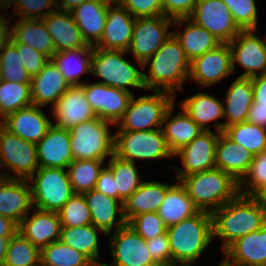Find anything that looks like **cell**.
Segmentation results:
<instances>
[{"mask_svg": "<svg viewBox=\"0 0 266 266\" xmlns=\"http://www.w3.org/2000/svg\"><path fill=\"white\" fill-rule=\"evenodd\" d=\"M213 240L223 239V251L237 238L266 225V212L259 199L238 194L212 213Z\"/></svg>", "mask_w": 266, "mask_h": 266, "instance_id": "6da1fadb", "label": "cell"}, {"mask_svg": "<svg viewBox=\"0 0 266 266\" xmlns=\"http://www.w3.org/2000/svg\"><path fill=\"white\" fill-rule=\"evenodd\" d=\"M149 63L148 75L143 73L146 90L166 91L176 96V91L182 90L183 82L189 78L190 61L173 34L143 63L142 69Z\"/></svg>", "mask_w": 266, "mask_h": 266, "instance_id": "7a4b0ae2", "label": "cell"}, {"mask_svg": "<svg viewBox=\"0 0 266 266\" xmlns=\"http://www.w3.org/2000/svg\"><path fill=\"white\" fill-rule=\"evenodd\" d=\"M172 261L196 262L213 241L212 215L199 210L195 215L167 227Z\"/></svg>", "mask_w": 266, "mask_h": 266, "instance_id": "3957f363", "label": "cell"}, {"mask_svg": "<svg viewBox=\"0 0 266 266\" xmlns=\"http://www.w3.org/2000/svg\"><path fill=\"white\" fill-rule=\"evenodd\" d=\"M179 181L194 205L210 213L239 194V182L218 168L183 176Z\"/></svg>", "mask_w": 266, "mask_h": 266, "instance_id": "277c9868", "label": "cell"}, {"mask_svg": "<svg viewBox=\"0 0 266 266\" xmlns=\"http://www.w3.org/2000/svg\"><path fill=\"white\" fill-rule=\"evenodd\" d=\"M122 50H104L93 46L91 73L103 79L99 83L131 92L128 87L146 89L143 73L127 61Z\"/></svg>", "mask_w": 266, "mask_h": 266, "instance_id": "5b68a950", "label": "cell"}, {"mask_svg": "<svg viewBox=\"0 0 266 266\" xmlns=\"http://www.w3.org/2000/svg\"><path fill=\"white\" fill-rule=\"evenodd\" d=\"M110 121L96 117L71 129L70 145L73 160H102L114 154V135L110 134Z\"/></svg>", "mask_w": 266, "mask_h": 266, "instance_id": "8992f818", "label": "cell"}, {"mask_svg": "<svg viewBox=\"0 0 266 266\" xmlns=\"http://www.w3.org/2000/svg\"><path fill=\"white\" fill-rule=\"evenodd\" d=\"M152 95L131 97L127 110L115 124L118 131H145L161 128L168 108L175 96L166 91H153Z\"/></svg>", "mask_w": 266, "mask_h": 266, "instance_id": "52a82bcc", "label": "cell"}, {"mask_svg": "<svg viewBox=\"0 0 266 266\" xmlns=\"http://www.w3.org/2000/svg\"><path fill=\"white\" fill-rule=\"evenodd\" d=\"M27 181L30 184L33 207L58 212L74 195L69 174L63 168H39Z\"/></svg>", "mask_w": 266, "mask_h": 266, "instance_id": "ba28073f", "label": "cell"}, {"mask_svg": "<svg viewBox=\"0 0 266 266\" xmlns=\"http://www.w3.org/2000/svg\"><path fill=\"white\" fill-rule=\"evenodd\" d=\"M114 154L121 159L149 160L173 157L161 128L145 131H117L114 134Z\"/></svg>", "mask_w": 266, "mask_h": 266, "instance_id": "9c48e42d", "label": "cell"}, {"mask_svg": "<svg viewBox=\"0 0 266 266\" xmlns=\"http://www.w3.org/2000/svg\"><path fill=\"white\" fill-rule=\"evenodd\" d=\"M173 19L164 15L135 18L133 36L127 53H133L139 65L150 58L171 37L170 25Z\"/></svg>", "mask_w": 266, "mask_h": 266, "instance_id": "30bf717a", "label": "cell"}, {"mask_svg": "<svg viewBox=\"0 0 266 266\" xmlns=\"http://www.w3.org/2000/svg\"><path fill=\"white\" fill-rule=\"evenodd\" d=\"M0 166L28 180L39 169L36 144L11 134L0 124Z\"/></svg>", "mask_w": 266, "mask_h": 266, "instance_id": "8fae6325", "label": "cell"}, {"mask_svg": "<svg viewBox=\"0 0 266 266\" xmlns=\"http://www.w3.org/2000/svg\"><path fill=\"white\" fill-rule=\"evenodd\" d=\"M188 18L206 28L221 43H229L241 31L222 0H197Z\"/></svg>", "mask_w": 266, "mask_h": 266, "instance_id": "7c38bea8", "label": "cell"}, {"mask_svg": "<svg viewBox=\"0 0 266 266\" xmlns=\"http://www.w3.org/2000/svg\"><path fill=\"white\" fill-rule=\"evenodd\" d=\"M256 30H241L228 43L232 55V69L238 63L245 71L240 77L253 78L266 72V36L261 39L254 35Z\"/></svg>", "mask_w": 266, "mask_h": 266, "instance_id": "4fadbf2b", "label": "cell"}, {"mask_svg": "<svg viewBox=\"0 0 266 266\" xmlns=\"http://www.w3.org/2000/svg\"><path fill=\"white\" fill-rule=\"evenodd\" d=\"M109 244L111 266H158L150 256L146 240L128 224L114 230Z\"/></svg>", "mask_w": 266, "mask_h": 266, "instance_id": "5bb4252c", "label": "cell"}, {"mask_svg": "<svg viewBox=\"0 0 266 266\" xmlns=\"http://www.w3.org/2000/svg\"><path fill=\"white\" fill-rule=\"evenodd\" d=\"M84 95L92 110L100 119L115 125L127 110L133 94L102 83H83Z\"/></svg>", "mask_w": 266, "mask_h": 266, "instance_id": "9a60e30c", "label": "cell"}, {"mask_svg": "<svg viewBox=\"0 0 266 266\" xmlns=\"http://www.w3.org/2000/svg\"><path fill=\"white\" fill-rule=\"evenodd\" d=\"M220 132L202 131L192 142L182 147L174 156L181 158L184 169H177V178L215 168V146Z\"/></svg>", "mask_w": 266, "mask_h": 266, "instance_id": "2e32d148", "label": "cell"}, {"mask_svg": "<svg viewBox=\"0 0 266 266\" xmlns=\"http://www.w3.org/2000/svg\"><path fill=\"white\" fill-rule=\"evenodd\" d=\"M231 73L232 55L228 43H221L190 62L189 77L205 88L220 82Z\"/></svg>", "mask_w": 266, "mask_h": 266, "instance_id": "e0dca14e", "label": "cell"}, {"mask_svg": "<svg viewBox=\"0 0 266 266\" xmlns=\"http://www.w3.org/2000/svg\"><path fill=\"white\" fill-rule=\"evenodd\" d=\"M0 172V215L17 225L33 209L30 183Z\"/></svg>", "mask_w": 266, "mask_h": 266, "instance_id": "ac0fdd59", "label": "cell"}, {"mask_svg": "<svg viewBox=\"0 0 266 266\" xmlns=\"http://www.w3.org/2000/svg\"><path fill=\"white\" fill-rule=\"evenodd\" d=\"M51 109L54 125L67 130L97 117L84 95L83 84L70 85Z\"/></svg>", "mask_w": 266, "mask_h": 266, "instance_id": "d6986e66", "label": "cell"}, {"mask_svg": "<svg viewBox=\"0 0 266 266\" xmlns=\"http://www.w3.org/2000/svg\"><path fill=\"white\" fill-rule=\"evenodd\" d=\"M134 22L135 17H132L125 7L118 2L111 3L107 9L102 37L95 47L104 50L127 51L133 36Z\"/></svg>", "mask_w": 266, "mask_h": 266, "instance_id": "ffe728a7", "label": "cell"}, {"mask_svg": "<svg viewBox=\"0 0 266 266\" xmlns=\"http://www.w3.org/2000/svg\"><path fill=\"white\" fill-rule=\"evenodd\" d=\"M39 168L67 169L73 162L69 130L52 125L36 144Z\"/></svg>", "mask_w": 266, "mask_h": 266, "instance_id": "44dd1931", "label": "cell"}, {"mask_svg": "<svg viewBox=\"0 0 266 266\" xmlns=\"http://www.w3.org/2000/svg\"><path fill=\"white\" fill-rule=\"evenodd\" d=\"M37 105H29L8 115L0 124L11 134L37 144L52 125Z\"/></svg>", "mask_w": 266, "mask_h": 266, "instance_id": "7402d4cb", "label": "cell"}, {"mask_svg": "<svg viewBox=\"0 0 266 266\" xmlns=\"http://www.w3.org/2000/svg\"><path fill=\"white\" fill-rule=\"evenodd\" d=\"M33 209L34 214L28 213L18 225V232L41 249L59 240L62 226L57 212Z\"/></svg>", "mask_w": 266, "mask_h": 266, "instance_id": "603a6c76", "label": "cell"}, {"mask_svg": "<svg viewBox=\"0 0 266 266\" xmlns=\"http://www.w3.org/2000/svg\"><path fill=\"white\" fill-rule=\"evenodd\" d=\"M84 198L90 210L92 224L102 230L105 235L127 224L123 213V202L104 195L93 189L85 192ZM119 216V218H117ZM115 223V224H114Z\"/></svg>", "mask_w": 266, "mask_h": 266, "instance_id": "cb8c5ba5", "label": "cell"}, {"mask_svg": "<svg viewBox=\"0 0 266 266\" xmlns=\"http://www.w3.org/2000/svg\"><path fill=\"white\" fill-rule=\"evenodd\" d=\"M225 258L238 266H266V225L237 238L224 251Z\"/></svg>", "mask_w": 266, "mask_h": 266, "instance_id": "d4e9b609", "label": "cell"}, {"mask_svg": "<svg viewBox=\"0 0 266 266\" xmlns=\"http://www.w3.org/2000/svg\"><path fill=\"white\" fill-rule=\"evenodd\" d=\"M111 3L107 0H87L70 11L86 44L95 46L100 41Z\"/></svg>", "mask_w": 266, "mask_h": 266, "instance_id": "484cf974", "label": "cell"}, {"mask_svg": "<svg viewBox=\"0 0 266 266\" xmlns=\"http://www.w3.org/2000/svg\"><path fill=\"white\" fill-rule=\"evenodd\" d=\"M254 155L244 147L219 133L215 146V168L230 174L237 182L247 174Z\"/></svg>", "mask_w": 266, "mask_h": 266, "instance_id": "4316f807", "label": "cell"}, {"mask_svg": "<svg viewBox=\"0 0 266 266\" xmlns=\"http://www.w3.org/2000/svg\"><path fill=\"white\" fill-rule=\"evenodd\" d=\"M30 84L32 104L41 108L48 104L54 106L70 86L52 60L31 77Z\"/></svg>", "mask_w": 266, "mask_h": 266, "instance_id": "83f0119b", "label": "cell"}, {"mask_svg": "<svg viewBox=\"0 0 266 266\" xmlns=\"http://www.w3.org/2000/svg\"><path fill=\"white\" fill-rule=\"evenodd\" d=\"M253 99L251 78L238 76L227 91L224 106V117L227 120L214 125L217 132H223L227 126L246 122Z\"/></svg>", "mask_w": 266, "mask_h": 266, "instance_id": "f1b7e54d", "label": "cell"}, {"mask_svg": "<svg viewBox=\"0 0 266 266\" xmlns=\"http://www.w3.org/2000/svg\"><path fill=\"white\" fill-rule=\"evenodd\" d=\"M42 20L53 39L55 53L86 45L71 12L56 10Z\"/></svg>", "mask_w": 266, "mask_h": 266, "instance_id": "f546056e", "label": "cell"}, {"mask_svg": "<svg viewBox=\"0 0 266 266\" xmlns=\"http://www.w3.org/2000/svg\"><path fill=\"white\" fill-rule=\"evenodd\" d=\"M173 22L174 26L180 25V27L186 23L184 30L173 31V35L180 42L190 62L221 44L206 28L197 25L189 18H178L174 19Z\"/></svg>", "mask_w": 266, "mask_h": 266, "instance_id": "4dcf8cb0", "label": "cell"}, {"mask_svg": "<svg viewBox=\"0 0 266 266\" xmlns=\"http://www.w3.org/2000/svg\"><path fill=\"white\" fill-rule=\"evenodd\" d=\"M174 104L166 111L162 123L164 126L161 127L167 146L173 155L203 131L182 108V111L172 118Z\"/></svg>", "mask_w": 266, "mask_h": 266, "instance_id": "1f68e13d", "label": "cell"}, {"mask_svg": "<svg viewBox=\"0 0 266 266\" xmlns=\"http://www.w3.org/2000/svg\"><path fill=\"white\" fill-rule=\"evenodd\" d=\"M172 185L143 181L141 186L123 202V213L127 223L139 214L157 212Z\"/></svg>", "mask_w": 266, "mask_h": 266, "instance_id": "d6a6232c", "label": "cell"}, {"mask_svg": "<svg viewBox=\"0 0 266 266\" xmlns=\"http://www.w3.org/2000/svg\"><path fill=\"white\" fill-rule=\"evenodd\" d=\"M12 39L28 45L50 59L55 54L54 42L42 19H21L11 26Z\"/></svg>", "mask_w": 266, "mask_h": 266, "instance_id": "836d02e7", "label": "cell"}, {"mask_svg": "<svg viewBox=\"0 0 266 266\" xmlns=\"http://www.w3.org/2000/svg\"><path fill=\"white\" fill-rule=\"evenodd\" d=\"M93 46L86 44L77 49L56 52L51 60L69 85H80L81 75L91 73Z\"/></svg>", "mask_w": 266, "mask_h": 266, "instance_id": "e575fe53", "label": "cell"}, {"mask_svg": "<svg viewBox=\"0 0 266 266\" xmlns=\"http://www.w3.org/2000/svg\"><path fill=\"white\" fill-rule=\"evenodd\" d=\"M166 192L157 213L167 227L195 215L199 209L194 205L185 187L177 181Z\"/></svg>", "mask_w": 266, "mask_h": 266, "instance_id": "d590c367", "label": "cell"}, {"mask_svg": "<svg viewBox=\"0 0 266 266\" xmlns=\"http://www.w3.org/2000/svg\"><path fill=\"white\" fill-rule=\"evenodd\" d=\"M180 106L203 131L210 130L207 123L224 118L222 102L206 93L200 92L187 97L181 101Z\"/></svg>", "mask_w": 266, "mask_h": 266, "instance_id": "8d00e7d4", "label": "cell"}, {"mask_svg": "<svg viewBox=\"0 0 266 266\" xmlns=\"http://www.w3.org/2000/svg\"><path fill=\"white\" fill-rule=\"evenodd\" d=\"M98 231L93 224L81 227H62L59 240L71 248L82 252L91 261L99 259Z\"/></svg>", "mask_w": 266, "mask_h": 266, "instance_id": "74e56055", "label": "cell"}, {"mask_svg": "<svg viewBox=\"0 0 266 266\" xmlns=\"http://www.w3.org/2000/svg\"><path fill=\"white\" fill-rule=\"evenodd\" d=\"M108 167L113 173L115 180V199L124 202L143 183L135 163L119 158L115 154L110 157Z\"/></svg>", "mask_w": 266, "mask_h": 266, "instance_id": "f35d334b", "label": "cell"}, {"mask_svg": "<svg viewBox=\"0 0 266 266\" xmlns=\"http://www.w3.org/2000/svg\"><path fill=\"white\" fill-rule=\"evenodd\" d=\"M223 133L253 155L266 150V128L264 127L246 121L227 126Z\"/></svg>", "mask_w": 266, "mask_h": 266, "instance_id": "ab89813d", "label": "cell"}, {"mask_svg": "<svg viewBox=\"0 0 266 266\" xmlns=\"http://www.w3.org/2000/svg\"><path fill=\"white\" fill-rule=\"evenodd\" d=\"M32 105L31 84L2 81L0 84V122L15 111Z\"/></svg>", "mask_w": 266, "mask_h": 266, "instance_id": "60d3db41", "label": "cell"}, {"mask_svg": "<svg viewBox=\"0 0 266 266\" xmlns=\"http://www.w3.org/2000/svg\"><path fill=\"white\" fill-rule=\"evenodd\" d=\"M103 162L102 160H73L67 171L74 194H84L95 189L99 173L103 169Z\"/></svg>", "mask_w": 266, "mask_h": 266, "instance_id": "b9f144b4", "label": "cell"}, {"mask_svg": "<svg viewBox=\"0 0 266 266\" xmlns=\"http://www.w3.org/2000/svg\"><path fill=\"white\" fill-rule=\"evenodd\" d=\"M91 260L60 240L40 249V263L43 266H87Z\"/></svg>", "mask_w": 266, "mask_h": 266, "instance_id": "7bdbcfd3", "label": "cell"}, {"mask_svg": "<svg viewBox=\"0 0 266 266\" xmlns=\"http://www.w3.org/2000/svg\"><path fill=\"white\" fill-rule=\"evenodd\" d=\"M40 263V249L16 232L9 240L3 266H36Z\"/></svg>", "mask_w": 266, "mask_h": 266, "instance_id": "ee69618b", "label": "cell"}, {"mask_svg": "<svg viewBox=\"0 0 266 266\" xmlns=\"http://www.w3.org/2000/svg\"><path fill=\"white\" fill-rule=\"evenodd\" d=\"M265 188H266V150L262 151L259 154L254 155V158L250 164L247 174L239 182V194L244 196L256 197Z\"/></svg>", "mask_w": 266, "mask_h": 266, "instance_id": "f6af8a7d", "label": "cell"}, {"mask_svg": "<svg viewBox=\"0 0 266 266\" xmlns=\"http://www.w3.org/2000/svg\"><path fill=\"white\" fill-rule=\"evenodd\" d=\"M57 213L62 227L92 224L90 210L83 194H74Z\"/></svg>", "mask_w": 266, "mask_h": 266, "instance_id": "bcb514c9", "label": "cell"}, {"mask_svg": "<svg viewBox=\"0 0 266 266\" xmlns=\"http://www.w3.org/2000/svg\"><path fill=\"white\" fill-rule=\"evenodd\" d=\"M2 78L7 82L30 83L31 77L25 70L16 46L10 41L0 52Z\"/></svg>", "mask_w": 266, "mask_h": 266, "instance_id": "7dc6e473", "label": "cell"}, {"mask_svg": "<svg viewBox=\"0 0 266 266\" xmlns=\"http://www.w3.org/2000/svg\"><path fill=\"white\" fill-rule=\"evenodd\" d=\"M229 8L241 30H257V7L255 0H222Z\"/></svg>", "mask_w": 266, "mask_h": 266, "instance_id": "c3c4849f", "label": "cell"}, {"mask_svg": "<svg viewBox=\"0 0 266 266\" xmlns=\"http://www.w3.org/2000/svg\"><path fill=\"white\" fill-rule=\"evenodd\" d=\"M127 224L145 240H151L167 231V226L157 212L139 214Z\"/></svg>", "mask_w": 266, "mask_h": 266, "instance_id": "681fc988", "label": "cell"}, {"mask_svg": "<svg viewBox=\"0 0 266 266\" xmlns=\"http://www.w3.org/2000/svg\"><path fill=\"white\" fill-rule=\"evenodd\" d=\"M13 10L21 19H43L57 10V4L56 0H17Z\"/></svg>", "mask_w": 266, "mask_h": 266, "instance_id": "f907efd6", "label": "cell"}, {"mask_svg": "<svg viewBox=\"0 0 266 266\" xmlns=\"http://www.w3.org/2000/svg\"><path fill=\"white\" fill-rule=\"evenodd\" d=\"M11 42L16 46L17 53L30 77L37 75L51 60L47 55L28 45L17 43L12 38Z\"/></svg>", "mask_w": 266, "mask_h": 266, "instance_id": "816d5d0a", "label": "cell"}, {"mask_svg": "<svg viewBox=\"0 0 266 266\" xmlns=\"http://www.w3.org/2000/svg\"><path fill=\"white\" fill-rule=\"evenodd\" d=\"M118 3L135 18L163 15L161 0H119Z\"/></svg>", "mask_w": 266, "mask_h": 266, "instance_id": "f5cc1de1", "label": "cell"}, {"mask_svg": "<svg viewBox=\"0 0 266 266\" xmlns=\"http://www.w3.org/2000/svg\"><path fill=\"white\" fill-rule=\"evenodd\" d=\"M150 256L157 264L172 262L167 233L157 235L151 240H146Z\"/></svg>", "mask_w": 266, "mask_h": 266, "instance_id": "db71d44e", "label": "cell"}, {"mask_svg": "<svg viewBox=\"0 0 266 266\" xmlns=\"http://www.w3.org/2000/svg\"><path fill=\"white\" fill-rule=\"evenodd\" d=\"M197 0H161L163 15L171 19L188 18Z\"/></svg>", "mask_w": 266, "mask_h": 266, "instance_id": "11a10c76", "label": "cell"}, {"mask_svg": "<svg viewBox=\"0 0 266 266\" xmlns=\"http://www.w3.org/2000/svg\"><path fill=\"white\" fill-rule=\"evenodd\" d=\"M95 190L115 199V180L109 167H103L100 171Z\"/></svg>", "mask_w": 266, "mask_h": 266, "instance_id": "9f6ffc18", "label": "cell"}, {"mask_svg": "<svg viewBox=\"0 0 266 266\" xmlns=\"http://www.w3.org/2000/svg\"><path fill=\"white\" fill-rule=\"evenodd\" d=\"M253 102L257 105H266V72L251 78Z\"/></svg>", "mask_w": 266, "mask_h": 266, "instance_id": "6f0895ef", "label": "cell"}, {"mask_svg": "<svg viewBox=\"0 0 266 266\" xmlns=\"http://www.w3.org/2000/svg\"><path fill=\"white\" fill-rule=\"evenodd\" d=\"M247 122L266 128V105L253 102L248 111Z\"/></svg>", "mask_w": 266, "mask_h": 266, "instance_id": "680465c9", "label": "cell"}, {"mask_svg": "<svg viewBox=\"0 0 266 266\" xmlns=\"http://www.w3.org/2000/svg\"><path fill=\"white\" fill-rule=\"evenodd\" d=\"M10 21L7 20L2 14L0 15V52L11 41L12 29H10Z\"/></svg>", "mask_w": 266, "mask_h": 266, "instance_id": "91938a15", "label": "cell"}, {"mask_svg": "<svg viewBox=\"0 0 266 266\" xmlns=\"http://www.w3.org/2000/svg\"><path fill=\"white\" fill-rule=\"evenodd\" d=\"M16 232H18V225L10 218L0 215V238L12 237Z\"/></svg>", "mask_w": 266, "mask_h": 266, "instance_id": "94428289", "label": "cell"}, {"mask_svg": "<svg viewBox=\"0 0 266 266\" xmlns=\"http://www.w3.org/2000/svg\"><path fill=\"white\" fill-rule=\"evenodd\" d=\"M84 1L87 0H56L57 10L70 12Z\"/></svg>", "mask_w": 266, "mask_h": 266, "instance_id": "6125c7cd", "label": "cell"}, {"mask_svg": "<svg viewBox=\"0 0 266 266\" xmlns=\"http://www.w3.org/2000/svg\"><path fill=\"white\" fill-rule=\"evenodd\" d=\"M11 237H1L0 238V266H3L5 262L7 246Z\"/></svg>", "mask_w": 266, "mask_h": 266, "instance_id": "be15d7a7", "label": "cell"}, {"mask_svg": "<svg viewBox=\"0 0 266 266\" xmlns=\"http://www.w3.org/2000/svg\"><path fill=\"white\" fill-rule=\"evenodd\" d=\"M192 265H193L192 262H176V261L158 264V266H192Z\"/></svg>", "mask_w": 266, "mask_h": 266, "instance_id": "e7e4bbea", "label": "cell"}, {"mask_svg": "<svg viewBox=\"0 0 266 266\" xmlns=\"http://www.w3.org/2000/svg\"><path fill=\"white\" fill-rule=\"evenodd\" d=\"M266 212V188L256 196Z\"/></svg>", "mask_w": 266, "mask_h": 266, "instance_id": "03108f58", "label": "cell"}, {"mask_svg": "<svg viewBox=\"0 0 266 266\" xmlns=\"http://www.w3.org/2000/svg\"><path fill=\"white\" fill-rule=\"evenodd\" d=\"M17 0H0V7L2 9L9 8L10 6L15 4Z\"/></svg>", "mask_w": 266, "mask_h": 266, "instance_id": "003e7915", "label": "cell"}, {"mask_svg": "<svg viewBox=\"0 0 266 266\" xmlns=\"http://www.w3.org/2000/svg\"><path fill=\"white\" fill-rule=\"evenodd\" d=\"M87 266H110L107 263H99V261H91Z\"/></svg>", "mask_w": 266, "mask_h": 266, "instance_id": "a7ac6f4b", "label": "cell"}, {"mask_svg": "<svg viewBox=\"0 0 266 266\" xmlns=\"http://www.w3.org/2000/svg\"><path fill=\"white\" fill-rule=\"evenodd\" d=\"M218 266H238L230 263L226 258Z\"/></svg>", "mask_w": 266, "mask_h": 266, "instance_id": "89a4df30", "label": "cell"}, {"mask_svg": "<svg viewBox=\"0 0 266 266\" xmlns=\"http://www.w3.org/2000/svg\"><path fill=\"white\" fill-rule=\"evenodd\" d=\"M2 81H3V78H2V69H1V63H0V84Z\"/></svg>", "mask_w": 266, "mask_h": 266, "instance_id": "2644e50d", "label": "cell"}, {"mask_svg": "<svg viewBox=\"0 0 266 266\" xmlns=\"http://www.w3.org/2000/svg\"><path fill=\"white\" fill-rule=\"evenodd\" d=\"M107 1L112 2V3L119 2V0H107Z\"/></svg>", "mask_w": 266, "mask_h": 266, "instance_id": "8c879c8a", "label": "cell"}]
</instances>
